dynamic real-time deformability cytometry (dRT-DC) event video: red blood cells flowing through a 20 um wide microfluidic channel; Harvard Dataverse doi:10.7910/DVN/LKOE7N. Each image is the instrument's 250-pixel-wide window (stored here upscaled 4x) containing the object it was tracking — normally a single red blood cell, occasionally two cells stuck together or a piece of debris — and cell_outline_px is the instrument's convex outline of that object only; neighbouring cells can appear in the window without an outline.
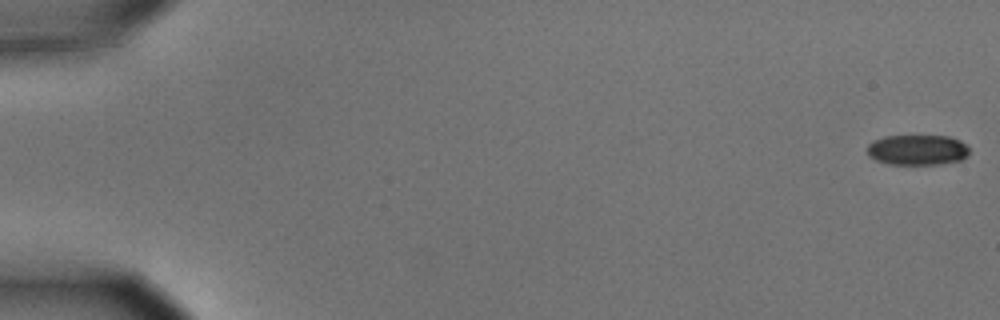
{"species": "common noctule bat (a hibernating species)", "species_latin": "Nyctalus noctula", "temperature_condition": "cold", "stored_images_in_passage": 56, "camera_frame_rate_fps": 3000, "um_per_image_px": 0.085, "animal": {"sex": "male", "body_mass_g": 15.6}, "frame": {"image": 1, "passage_image": 1, "time_ms": 0.0, "image_size_px": [1000, 320], "cell_outline_px": [[968, 152], [960, 160], [940, 164], [888, 164], [876, 160], [868, 156], [868, 144], [872, 140], [884, 136], [948, 136], [960, 140], [968, 148]], "centroid_in_image_um": [77.93, 12.73], "position_along_channel_um": 7.1, "area_um2": 17.98}}
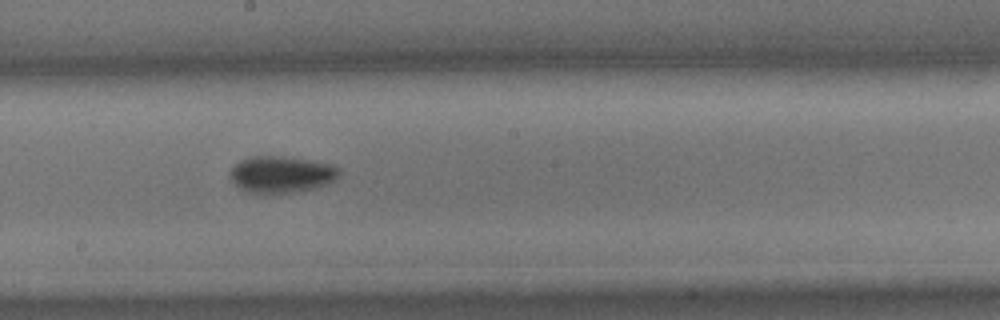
{"frame": {"image": 2, "passage_image": 32, "time_ms": 10.333, "image_size_px": [1000, 320], "cell_outline_px": [[340, 176], [336, 180], [328, 184], [316, 188], [272, 196], [248, 192], [240, 188], [228, 176], [228, 172], [240, 160], [252, 156], [276, 156], [332, 164], [340, 168]], "centroid_in_image_um": [23.91, 14.87], "position_along_channel_um": 224.3, "area_um2": 23.76}}
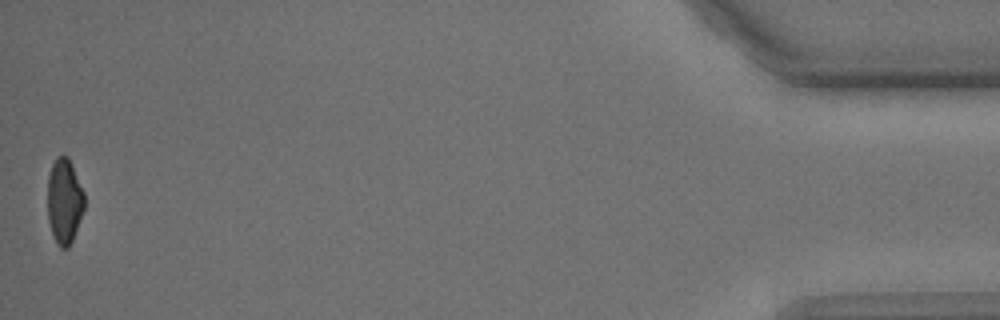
{"frame": {"image": 3, "passage_image": 56, "time_ms": 18.333, "image_size_px": [1000, 320], "cell_outline_px": [[84, 208], [72, 240], [68, 248], [60, 248], [52, 232], [48, 220], [48, 176], [52, 164], [56, 156], [68, 156], [72, 164], [84, 192]], "centroid_in_image_um": [5.47, 17.06], "position_along_channel_um": 429.7, "area_um2": 18.09}, "authors_computed_cell_mechanics": {"area_um2": 21.097, "velocity_mm_per_s": 3.643, "shape_relaxation_time_tau1_ms": 4.8292, "shape_relaxation_time_tau2_ms": null, "deformation_change_tau1": 0.1476, "deformation_change_tau2": null}}